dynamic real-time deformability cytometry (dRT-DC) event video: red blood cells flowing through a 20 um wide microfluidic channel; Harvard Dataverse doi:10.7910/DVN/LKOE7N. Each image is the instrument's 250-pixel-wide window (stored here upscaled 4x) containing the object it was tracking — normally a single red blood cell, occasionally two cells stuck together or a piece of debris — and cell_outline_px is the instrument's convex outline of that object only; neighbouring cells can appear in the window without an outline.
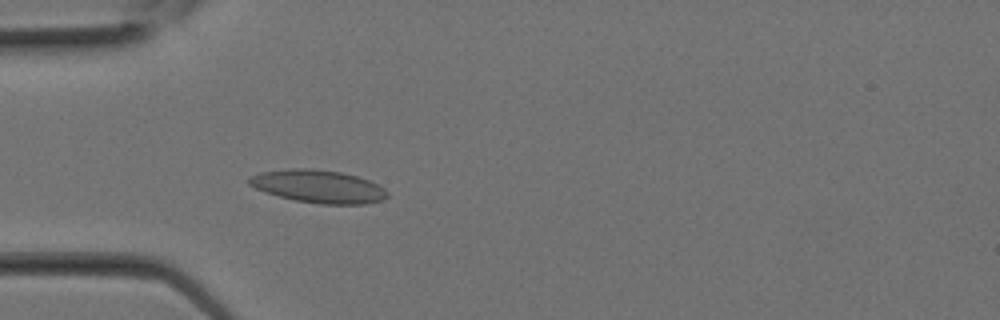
{"species": "Egyptian fruit bat (a non-hibernating species)", "species_latin": "Rousettus aegyptiacus", "temperature_condition": "room temperature", "stored_images_in_passage": 8, "camera_frame_rate_fps": 3000, "um_per_image_px": 0.085, "animal": {"sex": "female"}, "frame": {"image": 1, "passage_image": 8, "time_ms": 2.333, "image_size_px": [1000, 320], "cell_outline_px": [[388, 196], [384, 200], [364, 204], [320, 204], [296, 200], [264, 192], [248, 184], [248, 180], [252, 176], [260, 172], [288, 168], [312, 168], [340, 172], [356, 176], [368, 180], [384, 188], [388, 192]], "centroid_in_image_um": [27.07, 15.84], "position_along_channel_um": 57.9, "area_um2": 26.41}}